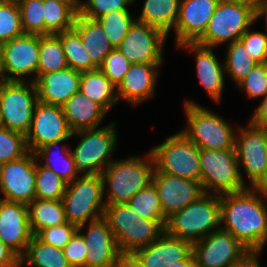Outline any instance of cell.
Wrapping results in <instances>:
<instances>
[{"mask_svg": "<svg viewBox=\"0 0 267 267\" xmlns=\"http://www.w3.org/2000/svg\"><path fill=\"white\" fill-rule=\"evenodd\" d=\"M110 43L117 48L126 36L130 26L135 19L130 15L129 10H112L97 19Z\"/></svg>", "mask_w": 267, "mask_h": 267, "instance_id": "39", "label": "cell"}, {"mask_svg": "<svg viewBox=\"0 0 267 267\" xmlns=\"http://www.w3.org/2000/svg\"><path fill=\"white\" fill-rule=\"evenodd\" d=\"M24 33L45 35L43 0H17Z\"/></svg>", "mask_w": 267, "mask_h": 267, "instance_id": "41", "label": "cell"}, {"mask_svg": "<svg viewBox=\"0 0 267 267\" xmlns=\"http://www.w3.org/2000/svg\"><path fill=\"white\" fill-rule=\"evenodd\" d=\"M36 194L35 198L43 200H62L67 182L52 170L35 162Z\"/></svg>", "mask_w": 267, "mask_h": 267, "instance_id": "38", "label": "cell"}, {"mask_svg": "<svg viewBox=\"0 0 267 267\" xmlns=\"http://www.w3.org/2000/svg\"><path fill=\"white\" fill-rule=\"evenodd\" d=\"M78 231V227L69 222L41 229L36 236L44 243L63 249Z\"/></svg>", "mask_w": 267, "mask_h": 267, "instance_id": "46", "label": "cell"}, {"mask_svg": "<svg viewBox=\"0 0 267 267\" xmlns=\"http://www.w3.org/2000/svg\"><path fill=\"white\" fill-rule=\"evenodd\" d=\"M237 87L244 89L248 98L264 97L267 94V63H258Z\"/></svg>", "mask_w": 267, "mask_h": 267, "instance_id": "44", "label": "cell"}, {"mask_svg": "<svg viewBox=\"0 0 267 267\" xmlns=\"http://www.w3.org/2000/svg\"><path fill=\"white\" fill-rule=\"evenodd\" d=\"M103 218L108 222L122 253H133L165 232L158 221L139 216L128 203L106 205Z\"/></svg>", "mask_w": 267, "mask_h": 267, "instance_id": "4", "label": "cell"}, {"mask_svg": "<svg viewBox=\"0 0 267 267\" xmlns=\"http://www.w3.org/2000/svg\"><path fill=\"white\" fill-rule=\"evenodd\" d=\"M255 22L261 17H265L266 33H267V0H258L254 9Z\"/></svg>", "mask_w": 267, "mask_h": 267, "instance_id": "53", "label": "cell"}, {"mask_svg": "<svg viewBox=\"0 0 267 267\" xmlns=\"http://www.w3.org/2000/svg\"><path fill=\"white\" fill-rule=\"evenodd\" d=\"M181 0H145L142 12L136 19L162 30L166 35L175 28Z\"/></svg>", "mask_w": 267, "mask_h": 267, "instance_id": "30", "label": "cell"}, {"mask_svg": "<svg viewBox=\"0 0 267 267\" xmlns=\"http://www.w3.org/2000/svg\"><path fill=\"white\" fill-rule=\"evenodd\" d=\"M3 81V77H2V71H1V61H0V82Z\"/></svg>", "mask_w": 267, "mask_h": 267, "instance_id": "57", "label": "cell"}, {"mask_svg": "<svg viewBox=\"0 0 267 267\" xmlns=\"http://www.w3.org/2000/svg\"><path fill=\"white\" fill-rule=\"evenodd\" d=\"M80 91L107 112L118 102L117 86L97 68L81 72Z\"/></svg>", "mask_w": 267, "mask_h": 267, "instance_id": "28", "label": "cell"}, {"mask_svg": "<svg viewBox=\"0 0 267 267\" xmlns=\"http://www.w3.org/2000/svg\"><path fill=\"white\" fill-rule=\"evenodd\" d=\"M72 29L80 36L91 63L100 68L105 57L114 49L101 23L78 13Z\"/></svg>", "mask_w": 267, "mask_h": 267, "instance_id": "27", "label": "cell"}, {"mask_svg": "<svg viewBox=\"0 0 267 267\" xmlns=\"http://www.w3.org/2000/svg\"><path fill=\"white\" fill-rule=\"evenodd\" d=\"M255 23L254 8L249 5L219 1L204 34L197 43L215 47L240 40V37Z\"/></svg>", "mask_w": 267, "mask_h": 267, "instance_id": "10", "label": "cell"}, {"mask_svg": "<svg viewBox=\"0 0 267 267\" xmlns=\"http://www.w3.org/2000/svg\"><path fill=\"white\" fill-rule=\"evenodd\" d=\"M0 61L3 81L24 82V76L37 79L39 62V35L24 33L0 45Z\"/></svg>", "mask_w": 267, "mask_h": 267, "instance_id": "13", "label": "cell"}, {"mask_svg": "<svg viewBox=\"0 0 267 267\" xmlns=\"http://www.w3.org/2000/svg\"><path fill=\"white\" fill-rule=\"evenodd\" d=\"M127 203L139 216L158 221L166 227L167 219L164 217L161 201L153 183L138 191Z\"/></svg>", "mask_w": 267, "mask_h": 267, "instance_id": "36", "label": "cell"}, {"mask_svg": "<svg viewBox=\"0 0 267 267\" xmlns=\"http://www.w3.org/2000/svg\"><path fill=\"white\" fill-rule=\"evenodd\" d=\"M265 199V200H264ZM267 188L220 195L221 229L232 234L250 252L267 243Z\"/></svg>", "mask_w": 267, "mask_h": 267, "instance_id": "1", "label": "cell"}, {"mask_svg": "<svg viewBox=\"0 0 267 267\" xmlns=\"http://www.w3.org/2000/svg\"><path fill=\"white\" fill-rule=\"evenodd\" d=\"M200 167L204 193L222 195L249 187L242 177L235 149H200Z\"/></svg>", "mask_w": 267, "mask_h": 267, "instance_id": "6", "label": "cell"}, {"mask_svg": "<svg viewBox=\"0 0 267 267\" xmlns=\"http://www.w3.org/2000/svg\"><path fill=\"white\" fill-rule=\"evenodd\" d=\"M19 262L30 267H71L61 248L42 242L36 235L31 237Z\"/></svg>", "mask_w": 267, "mask_h": 267, "instance_id": "33", "label": "cell"}, {"mask_svg": "<svg viewBox=\"0 0 267 267\" xmlns=\"http://www.w3.org/2000/svg\"><path fill=\"white\" fill-rule=\"evenodd\" d=\"M4 128V125H3V121H2V118L0 116V130Z\"/></svg>", "mask_w": 267, "mask_h": 267, "instance_id": "56", "label": "cell"}, {"mask_svg": "<svg viewBox=\"0 0 267 267\" xmlns=\"http://www.w3.org/2000/svg\"><path fill=\"white\" fill-rule=\"evenodd\" d=\"M261 251L249 253L241 262L233 267H260L258 256Z\"/></svg>", "mask_w": 267, "mask_h": 267, "instance_id": "52", "label": "cell"}, {"mask_svg": "<svg viewBox=\"0 0 267 267\" xmlns=\"http://www.w3.org/2000/svg\"><path fill=\"white\" fill-rule=\"evenodd\" d=\"M45 35L58 34L73 28L78 14L75 0H43Z\"/></svg>", "mask_w": 267, "mask_h": 267, "instance_id": "29", "label": "cell"}, {"mask_svg": "<svg viewBox=\"0 0 267 267\" xmlns=\"http://www.w3.org/2000/svg\"><path fill=\"white\" fill-rule=\"evenodd\" d=\"M162 64H131L128 72L117 86L118 99L128 101L136 107L144 100L153 97L159 66Z\"/></svg>", "mask_w": 267, "mask_h": 267, "instance_id": "25", "label": "cell"}, {"mask_svg": "<svg viewBox=\"0 0 267 267\" xmlns=\"http://www.w3.org/2000/svg\"><path fill=\"white\" fill-rule=\"evenodd\" d=\"M150 151L159 172L200 182V149L181 130Z\"/></svg>", "mask_w": 267, "mask_h": 267, "instance_id": "9", "label": "cell"}, {"mask_svg": "<svg viewBox=\"0 0 267 267\" xmlns=\"http://www.w3.org/2000/svg\"><path fill=\"white\" fill-rule=\"evenodd\" d=\"M152 183L157 189L166 219L204 194L201 182L159 172L156 168Z\"/></svg>", "mask_w": 267, "mask_h": 267, "instance_id": "18", "label": "cell"}, {"mask_svg": "<svg viewBox=\"0 0 267 267\" xmlns=\"http://www.w3.org/2000/svg\"><path fill=\"white\" fill-rule=\"evenodd\" d=\"M24 34L17 0H0V45Z\"/></svg>", "mask_w": 267, "mask_h": 267, "instance_id": "40", "label": "cell"}, {"mask_svg": "<svg viewBox=\"0 0 267 267\" xmlns=\"http://www.w3.org/2000/svg\"><path fill=\"white\" fill-rule=\"evenodd\" d=\"M192 253V244L169 235L166 231L149 245L135 250L132 254L142 267H167L185 260Z\"/></svg>", "mask_w": 267, "mask_h": 267, "instance_id": "23", "label": "cell"}, {"mask_svg": "<svg viewBox=\"0 0 267 267\" xmlns=\"http://www.w3.org/2000/svg\"><path fill=\"white\" fill-rule=\"evenodd\" d=\"M135 0H85L78 2V13L87 18L98 19L112 10H128Z\"/></svg>", "mask_w": 267, "mask_h": 267, "instance_id": "43", "label": "cell"}, {"mask_svg": "<svg viewBox=\"0 0 267 267\" xmlns=\"http://www.w3.org/2000/svg\"><path fill=\"white\" fill-rule=\"evenodd\" d=\"M70 129L74 131L97 128L108 113L100 104L85 96L80 90L63 105Z\"/></svg>", "mask_w": 267, "mask_h": 267, "instance_id": "26", "label": "cell"}, {"mask_svg": "<svg viewBox=\"0 0 267 267\" xmlns=\"http://www.w3.org/2000/svg\"><path fill=\"white\" fill-rule=\"evenodd\" d=\"M177 48H185L189 52H194L197 77L204 87L205 91L213 101L220 103L222 92L224 89V62L221 65L220 60L215 56L212 48L201 45L197 42L183 43Z\"/></svg>", "mask_w": 267, "mask_h": 267, "instance_id": "22", "label": "cell"}, {"mask_svg": "<svg viewBox=\"0 0 267 267\" xmlns=\"http://www.w3.org/2000/svg\"><path fill=\"white\" fill-rule=\"evenodd\" d=\"M167 267H195L194 256L191 253L185 260L172 263Z\"/></svg>", "mask_w": 267, "mask_h": 267, "instance_id": "54", "label": "cell"}, {"mask_svg": "<svg viewBox=\"0 0 267 267\" xmlns=\"http://www.w3.org/2000/svg\"><path fill=\"white\" fill-rule=\"evenodd\" d=\"M68 68L60 38L56 34L39 35L37 78L41 74Z\"/></svg>", "mask_w": 267, "mask_h": 267, "instance_id": "34", "label": "cell"}, {"mask_svg": "<svg viewBox=\"0 0 267 267\" xmlns=\"http://www.w3.org/2000/svg\"><path fill=\"white\" fill-rule=\"evenodd\" d=\"M228 44V50L224 61L225 73H227L237 85L258 62L248 53L244 43L236 40Z\"/></svg>", "mask_w": 267, "mask_h": 267, "instance_id": "35", "label": "cell"}, {"mask_svg": "<svg viewBox=\"0 0 267 267\" xmlns=\"http://www.w3.org/2000/svg\"><path fill=\"white\" fill-rule=\"evenodd\" d=\"M78 232L87 245L86 267H114L123 253L103 217L89 222L85 234Z\"/></svg>", "mask_w": 267, "mask_h": 267, "instance_id": "20", "label": "cell"}, {"mask_svg": "<svg viewBox=\"0 0 267 267\" xmlns=\"http://www.w3.org/2000/svg\"><path fill=\"white\" fill-rule=\"evenodd\" d=\"M184 108L188 125L181 132L199 149H235V129L225 119L189 100Z\"/></svg>", "mask_w": 267, "mask_h": 267, "instance_id": "7", "label": "cell"}, {"mask_svg": "<svg viewBox=\"0 0 267 267\" xmlns=\"http://www.w3.org/2000/svg\"><path fill=\"white\" fill-rule=\"evenodd\" d=\"M65 141L66 140H60L48 143L38 149L35 155L38 163L52 170L65 182L69 183L79 175V172L75 168L74 159L69 147L65 148V146H61V151L59 150L60 152L58 154H55V152L53 154V149ZM59 163L61 164L60 166H58Z\"/></svg>", "mask_w": 267, "mask_h": 267, "instance_id": "32", "label": "cell"}, {"mask_svg": "<svg viewBox=\"0 0 267 267\" xmlns=\"http://www.w3.org/2000/svg\"><path fill=\"white\" fill-rule=\"evenodd\" d=\"M81 72L72 68L41 74L36 80L38 101L62 106L80 90Z\"/></svg>", "mask_w": 267, "mask_h": 267, "instance_id": "24", "label": "cell"}, {"mask_svg": "<svg viewBox=\"0 0 267 267\" xmlns=\"http://www.w3.org/2000/svg\"><path fill=\"white\" fill-rule=\"evenodd\" d=\"M28 152L24 134L5 127L0 130V164L21 159Z\"/></svg>", "mask_w": 267, "mask_h": 267, "instance_id": "42", "label": "cell"}, {"mask_svg": "<svg viewBox=\"0 0 267 267\" xmlns=\"http://www.w3.org/2000/svg\"><path fill=\"white\" fill-rule=\"evenodd\" d=\"M114 267H142V265L132 253H123Z\"/></svg>", "mask_w": 267, "mask_h": 267, "instance_id": "51", "label": "cell"}, {"mask_svg": "<svg viewBox=\"0 0 267 267\" xmlns=\"http://www.w3.org/2000/svg\"><path fill=\"white\" fill-rule=\"evenodd\" d=\"M37 103V88L34 82H0V116L5 128L26 136L31 128Z\"/></svg>", "mask_w": 267, "mask_h": 267, "instance_id": "11", "label": "cell"}, {"mask_svg": "<svg viewBox=\"0 0 267 267\" xmlns=\"http://www.w3.org/2000/svg\"><path fill=\"white\" fill-rule=\"evenodd\" d=\"M220 1L241 3V4L252 6L254 9H255L256 4L258 2V0H220Z\"/></svg>", "mask_w": 267, "mask_h": 267, "instance_id": "55", "label": "cell"}, {"mask_svg": "<svg viewBox=\"0 0 267 267\" xmlns=\"http://www.w3.org/2000/svg\"><path fill=\"white\" fill-rule=\"evenodd\" d=\"M115 123L72 133V136L76 134L81 138L74 150H71L79 174H101L114 160L110 156L116 149L118 139Z\"/></svg>", "mask_w": 267, "mask_h": 267, "instance_id": "8", "label": "cell"}, {"mask_svg": "<svg viewBox=\"0 0 267 267\" xmlns=\"http://www.w3.org/2000/svg\"><path fill=\"white\" fill-rule=\"evenodd\" d=\"M19 258L0 240V267H19Z\"/></svg>", "mask_w": 267, "mask_h": 267, "instance_id": "50", "label": "cell"}, {"mask_svg": "<svg viewBox=\"0 0 267 267\" xmlns=\"http://www.w3.org/2000/svg\"><path fill=\"white\" fill-rule=\"evenodd\" d=\"M166 39L159 28L135 20L117 48L131 64H163Z\"/></svg>", "mask_w": 267, "mask_h": 267, "instance_id": "15", "label": "cell"}, {"mask_svg": "<svg viewBox=\"0 0 267 267\" xmlns=\"http://www.w3.org/2000/svg\"><path fill=\"white\" fill-rule=\"evenodd\" d=\"M220 224V195L204 193L196 201L169 217L165 231L193 244L221 229Z\"/></svg>", "mask_w": 267, "mask_h": 267, "instance_id": "3", "label": "cell"}, {"mask_svg": "<svg viewBox=\"0 0 267 267\" xmlns=\"http://www.w3.org/2000/svg\"><path fill=\"white\" fill-rule=\"evenodd\" d=\"M29 226L33 235L41 229L67 222L62 200L35 198L28 205Z\"/></svg>", "mask_w": 267, "mask_h": 267, "instance_id": "31", "label": "cell"}, {"mask_svg": "<svg viewBox=\"0 0 267 267\" xmlns=\"http://www.w3.org/2000/svg\"><path fill=\"white\" fill-rule=\"evenodd\" d=\"M32 236L27 204L0 198V240L20 259Z\"/></svg>", "mask_w": 267, "mask_h": 267, "instance_id": "19", "label": "cell"}, {"mask_svg": "<svg viewBox=\"0 0 267 267\" xmlns=\"http://www.w3.org/2000/svg\"><path fill=\"white\" fill-rule=\"evenodd\" d=\"M62 250L71 267H86L87 245L78 231Z\"/></svg>", "mask_w": 267, "mask_h": 267, "instance_id": "48", "label": "cell"}, {"mask_svg": "<svg viewBox=\"0 0 267 267\" xmlns=\"http://www.w3.org/2000/svg\"><path fill=\"white\" fill-rule=\"evenodd\" d=\"M249 253L232 234L222 229L192 244L195 267H233Z\"/></svg>", "mask_w": 267, "mask_h": 267, "instance_id": "14", "label": "cell"}, {"mask_svg": "<svg viewBox=\"0 0 267 267\" xmlns=\"http://www.w3.org/2000/svg\"><path fill=\"white\" fill-rule=\"evenodd\" d=\"M72 133L62 106L38 101L34 109L31 128L25 136L26 145L29 152L35 153L48 143L71 139Z\"/></svg>", "mask_w": 267, "mask_h": 267, "instance_id": "17", "label": "cell"}, {"mask_svg": "<svg viewBox=\"0 0 267 267\" xmlns=\"http://www.w3.org/2000/svg\"><path fill=\"white\" fill-rule=\"evenodd\" d=\"M145 157L113 160L102 171L104 195L109 189L104 200L106 205L127 203L138 191L152 183L154 157L151 151Z\"/></svg>", "mask_w": 267, "mask_h": 267, "instance_id": "2", "label": "cell"}, {"mask_svg": "<svg viewBox=\"0 0 267 267\" xmlns=\"http://www.w3.org/2000/svg\"><path fill=\"white\" fill-rule=\"evenodd\" d=\"M250 29L240 37V40L258 63H267V33Z\"/></svg>", "mask_w": 267, "mask_h": 267, "instance_id": "47", "label": "cell"}, {"mask_svg": "<svg viewBox=\"0 0 267 267\" xmlns=\"http://www.w3.org/2000/svg\"><path fill=\"white\" fill-rule=\"evenodd\" d=\"M101 174H83L67 183L62 198L67 222L85 228V224L103 217L106 207Z\"/></svg>", "mask_w": 267, "mask_h": 267, "instance_id": "5", "label": "cell"}, {"mask_svg": "<svg viewBox=\"0 0 267 267\" xmlns=\"http://www.w3.org/2000/svg\"><path fill=\"white\" fill-rule=\"evenodd\" d=\"M220 0H181L175 28L176 46L196 42L205 32Z\"/></svg>", "mask_w": 267, "mask_h": 267, "instance_id": "21", "label": "cell"}, {"mask_svg": "<svg viewBox=\"0 0 267 267\" xmlns=\"http://www.w3.org/2000/svg\"><path fill=\"white\" fill-rule=\"evenodd\" d=\"M131 63L120 52L114 48L104 59L103 65L99 68L103 74L116 86H118L123 77L128 72Z\"/></svg>", "mask_w": 267, "mask_h": 267, "instance_id": "45", "label": "cell"}, {"mask_svg": "<svg viewBox=\"0 0 267 267\" xmlns=\"http://www.w3.org/2000/svg\"><path fill=\"white\" fill-rule=\"evenodd\" d=\"M35 153L28 152L21 159L0 164V192L3 200L29 204L35 199Z\"/></svg>", "mask_w": 267, "mask_h": 267, "instance_id": "16", "label": "cell"}, {"mask_svg": "<svg viewBox=\"0 0 267 267\" xmlns=\"http://www.w3.org/2000/svg\"><path fill=\"white\" fill-rule=\"evenodd\" d=\"M247 126H239L240 132L235 136L239 166L242 165L249 179V187L267 188V130L250 120Z\"/></svg>", "mask_w": 267, "mask_h": 267, "instance_id": "12", "label": "cell"}, {"mask_svg": "<svg viewBox=\"0 0 267 267\" xmlns=\"http://www.w3.org/2000/svg\"><path fill=\"white\" fill-rule=\"evenodd\" d=\"M62 43L69 68L79 72L97 69L83 46L80 36L73 30L63 31L56 34Z\"/></svg>", "mask_w": 267, "mask_h": 267, "instance_id": "37", "label": "cell"}, {"mask_svg": "<svg viewBox=\"0 0 267 267\" xmlns=\"http://www.w3.org/2000/svg\"><path fill=\"white\" fill-rule=\"evenodd\" d=\"M250 121L254 125L267 130V94L263 97Z\"/></svg>", "mask_w": 267, "mask_h": 267, "instance_id": "49", "label": "cell"}]
</instances>
